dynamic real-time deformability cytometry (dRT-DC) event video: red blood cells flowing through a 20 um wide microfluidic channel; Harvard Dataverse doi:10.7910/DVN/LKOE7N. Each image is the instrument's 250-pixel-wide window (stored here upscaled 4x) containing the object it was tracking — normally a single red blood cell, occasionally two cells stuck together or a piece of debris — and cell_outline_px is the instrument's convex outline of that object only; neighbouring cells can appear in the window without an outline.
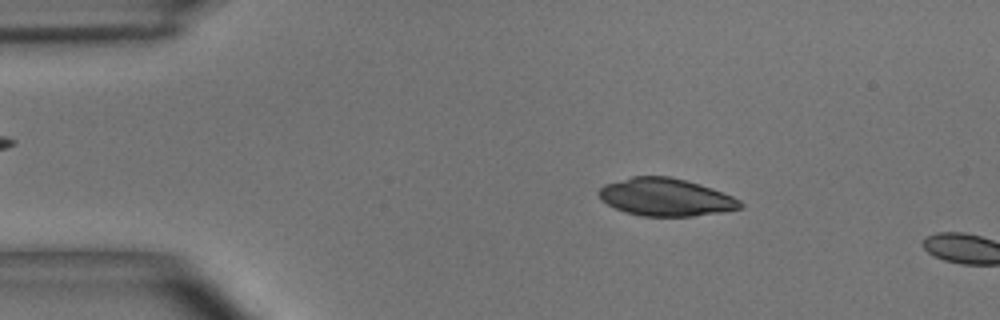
{"species": "common noctule bat (a hibernating species)", "species_latin": "Nyctalus noctula", "temperature_condition": "room temperature", "stored_images_in_passage": 11, "camera_frame_rate_fps": 3000, "um_per_image_px": 0.085, "animal": {"sex": "male", "body_mass_g": 15.6}, "frame": {"image": 1, "passage_image": 8, "time_ms": 2.333, "image_size_px": [1000, 320], "cell_outline_px": [[744, 208], [724, 212], [692, 216], [644, 216], [624, 212], [600, 200], [600, 188], [604, 184], [632, 176], [668, 176], [700, 184], [712, 188], [732, 196], [740, 200], [744, 204]], "centroid_in_image_um": [56.62, 16.76], "position_along_channel_um": 28.4, "area_um2": 31.04}}